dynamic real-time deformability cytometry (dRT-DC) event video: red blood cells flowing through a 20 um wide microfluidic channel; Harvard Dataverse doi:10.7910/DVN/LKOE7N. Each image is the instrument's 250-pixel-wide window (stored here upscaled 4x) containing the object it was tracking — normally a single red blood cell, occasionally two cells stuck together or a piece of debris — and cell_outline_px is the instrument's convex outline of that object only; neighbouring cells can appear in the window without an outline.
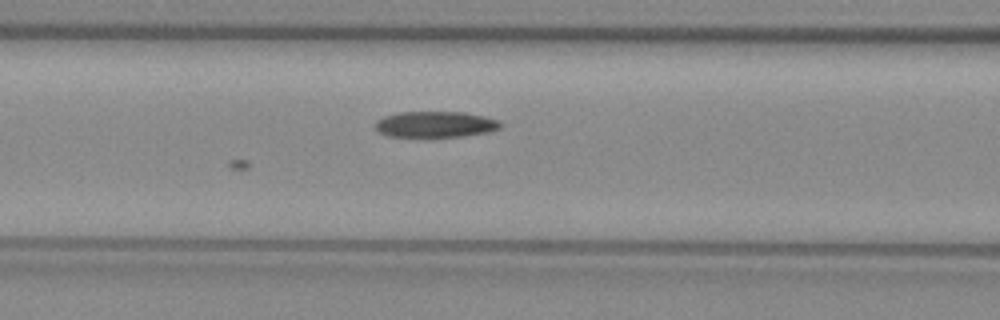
{"species": "common noctule bat (a hibernating species)", "species_latin": "Nyctalus noctula", "temperature_condition": "warm", "stored_images_in_passage": 20, "camera_frame_rate_fps": 3000, "um_per_image_px": 0.085, "animal": {"sex": "female", "body_mass_g": 29.2, "forearm_length_mm": 56.3}, "frame": {"image": 1, "passage_image": 20, "time_ms": 6.333, "image_size_px": [1000, 320], "cell_outline_px": [[504, 124], [500, 128], [488, 132], [464, 136], [388, 136], [380, 132], [376, 128], [376, 120], [384, 116], [400, 112], [464, 112], [484, 116], [500, 120]], "centroid_in_image_um": [37.06, 10.56], "position_along_channel_um": 129.5, "area_um2": 18.9}}